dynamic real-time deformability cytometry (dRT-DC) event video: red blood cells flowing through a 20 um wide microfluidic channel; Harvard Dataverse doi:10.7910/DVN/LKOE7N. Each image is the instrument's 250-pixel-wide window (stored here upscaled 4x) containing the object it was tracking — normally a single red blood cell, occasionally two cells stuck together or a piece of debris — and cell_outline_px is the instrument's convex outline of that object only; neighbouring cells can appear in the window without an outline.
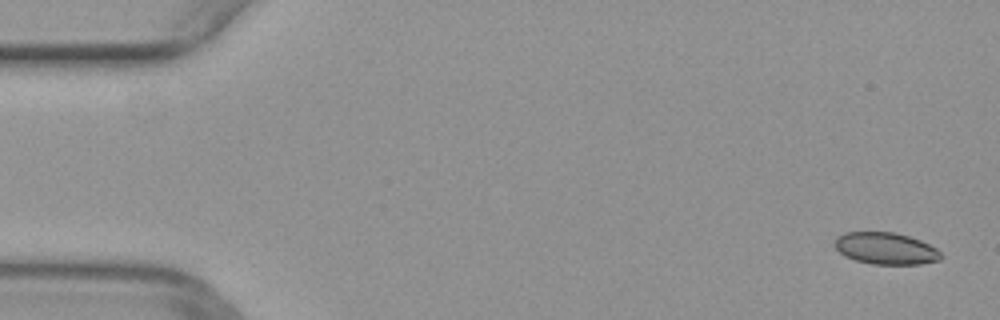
{"species": "common noctule bat (a hibernating species)", "species_latin": "Nyctalus noctula", "temperature_condition": "warm", "stored_images_in_passage": 50, "camera_frame_rate_fps": 3000, "um_per_image_px": 0.085, "animal": {"sex": "female", "body_mass_g": 29.2, "forearm_length_mm": 56.3}, "frame": {"image": 1, "passage_image": 1, "time_ms": 0.0, "image_size_px": [1000, 320], "cell_outline_px": [[944, 256], [940, 260], [920, 264], [872, 264], [856, 260], [844, 256], [832, 244], [836, 236], [844, 232], [896, 232], [920, 240], [936, 248]], "centroid_in_image_um": [75.27, 21.11], "position_along_channel_um": 9.7, "area_um2": 19.88}}
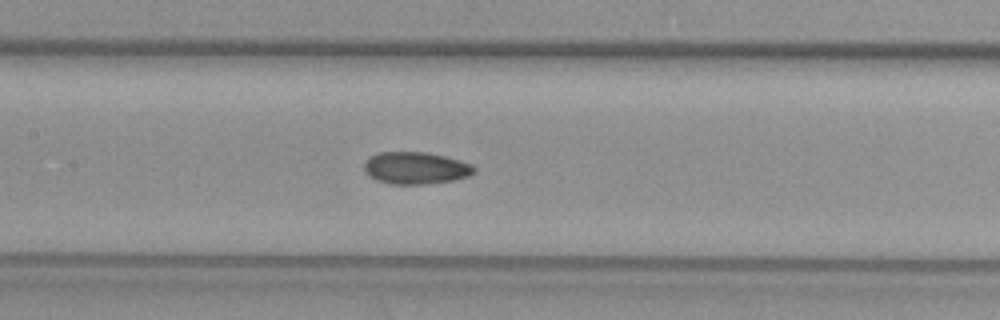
{"frame": {"image": 2, "passage_image": 23, "time_ms": 7.333, "image_size_px": [1000, 320], "cell_outline_px": [[476, 172], [468, 176], [452, 180], [424, 184], [392, 184], [376, 180], [368, 176], [364, 172], [364, 164], [372, 156], [380, 152], [424, 152], [444, 156], [460, 160], [472, 164], [476, 168]], "centroid_in_image_um": [35.34, 14.28], "position_along_channel_um": 172.1, "area_um2": 20.52}}
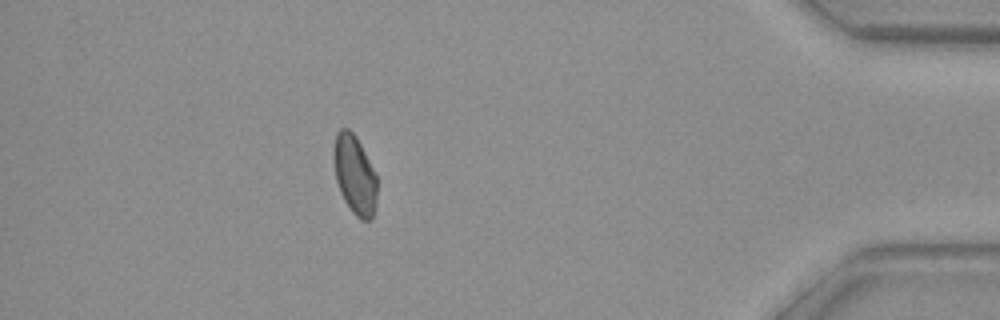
{"frame": {"image": 3, "passage_image": 44, "time_ms": 14.333, "image_size_px": [1000, 320], "cell_outline_px": [[376, 200], [372, 220], [360, 220], [352, 212], [344, 200], [340, 192], [336, 180], [332, 156], [332, 148], [336, 132], [340, 128], [348, 128], [356, 136], [376, 176]], "centroid_in_image_um": [30.11, 14.84], "position_along_channel_um": 405.1, "area_um2": 20.06}}